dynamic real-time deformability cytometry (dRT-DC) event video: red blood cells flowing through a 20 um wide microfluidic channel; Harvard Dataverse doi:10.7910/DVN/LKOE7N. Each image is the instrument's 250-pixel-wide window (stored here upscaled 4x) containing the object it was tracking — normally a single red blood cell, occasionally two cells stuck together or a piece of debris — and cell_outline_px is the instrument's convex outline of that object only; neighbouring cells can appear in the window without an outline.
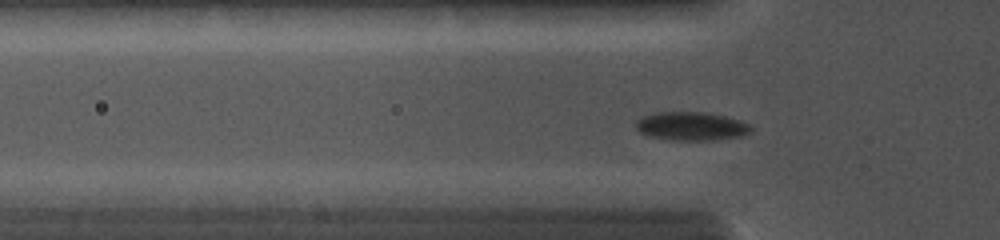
{"species": "common noctule bat (a hibernating species)", "species_latin": "Nyctalus noctula", "temperature_condition": "cold", "stored_images_in_passage": 47, "camera_frame_rate_fps": 5000, "um_per_image_px": 0.085, "animal": {"sex": "female", "body_mass_g": 19.0, "forearm_length_mm": 56.7}, "frame": {"image": 1, "passage_image": 11, "time_ms": 3.0, "image_size_px": [1000, 240], "cell_outline_px": [[752, 132], [740, 136], [712, 140], [672, 140], [648, 136], [640, 132], [636, 128], [636, 120], [644, 116], [656, 112], [704, 112], [724, 116], [748, 124], [752, 128]], "centroid_in_image_um": [58.73, 10.73], "position_along_channel_um": 67.1, "area_um2": 18.96}}
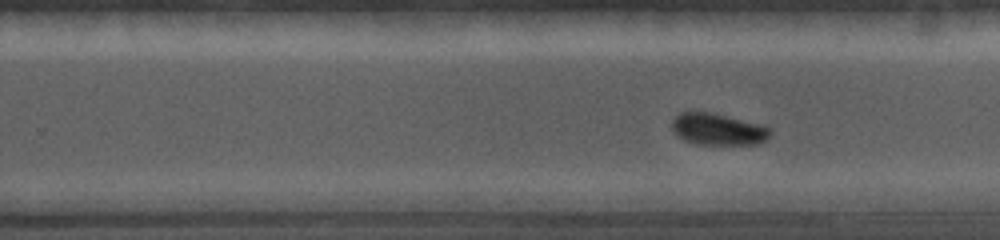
{"frame": {"image": 2, "passage_image": 30, "time_ms": 7.6, "image_size_px": [1000, 240], "cell_outline_px": [[772, 132], [768, 140], [760, 144], [696, 144], [684, 140], [672, 132], [672, 120], [680, 112], [712, 112], [756, 124], [768, 128]], "centroid_in_image_um": [61.0, 11.0], "position_along_channel_um": 268.8, "area_um2": 18.03}}
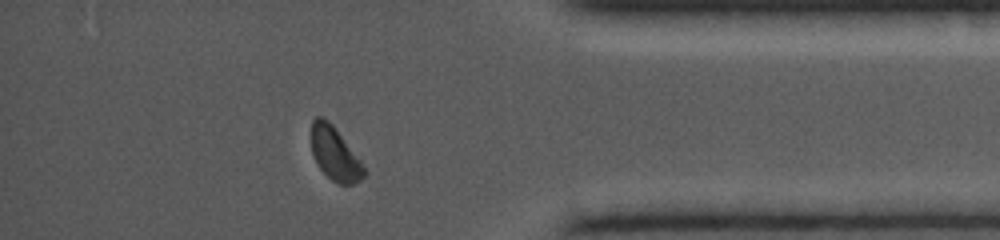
{"frame": {"image": 3, "passage_image": 43, "time_ms": 11.0, "image_size_px": [1000, 240], "cell_outline_px": [[368, 172], [360, 180], [352, 184], [340, 184], [332, 180], [316, 164], [312, 152], [312, 120], [316, 116], [324, 116], [336, 128], [360, 160]], "centroid_in_image_um": [28.47, 13.05], "position_along_channel_um": 406.7, "area_um2": 16.36}}